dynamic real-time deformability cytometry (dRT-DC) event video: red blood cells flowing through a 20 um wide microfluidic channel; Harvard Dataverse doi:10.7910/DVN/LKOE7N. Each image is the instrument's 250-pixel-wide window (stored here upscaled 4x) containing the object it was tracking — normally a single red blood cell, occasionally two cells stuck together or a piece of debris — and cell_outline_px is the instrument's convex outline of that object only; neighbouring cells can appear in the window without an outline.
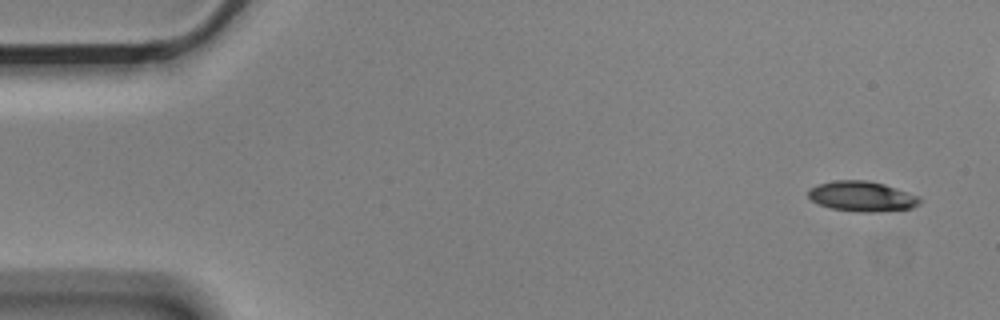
{"species": "Egyptian fruit bat (a non-hibernating species)", "species_latin": "Rousettus aegyptiacus", "temperature_condition": "cold", "stored_images_in_passage": 5, "camera_frame_rate_fps": 3000, "um_per_image_px": 0.085, "animal": {"sex": "male"}, "frame": {"image": 1, "passage_image": 1, "time_ms": 0.0, "image_size_px": [1000, 320], "cell_outline_px": [[920, 204], [912, 208], [876, 212], [860, 212], [832, 208], [820, 204], [812, 200], [808, 196], [808, 192], [812, 188], [820, 184], [836, 180], [868, 180], [884, 184], [920, 196]], "centroid_in_image_um": [73.32, 16.69], "position_along_channel_um": 11.7, "area_um2": 19.42}}